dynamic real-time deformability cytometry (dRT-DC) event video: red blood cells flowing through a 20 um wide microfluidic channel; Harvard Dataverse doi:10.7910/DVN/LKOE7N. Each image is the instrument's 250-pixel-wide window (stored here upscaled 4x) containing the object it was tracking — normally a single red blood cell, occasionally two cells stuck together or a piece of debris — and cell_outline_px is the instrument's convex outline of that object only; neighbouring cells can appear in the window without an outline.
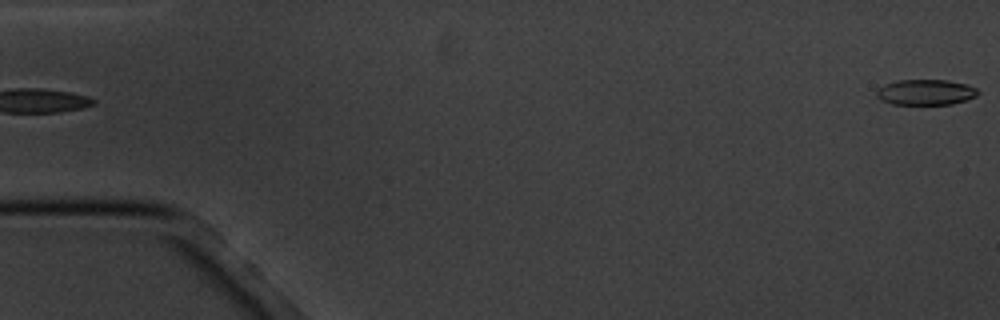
{"species": "common noctule bat (a hibernating species)", "species_latin": "Nyctalus noctula", "temperature_condition": "cold", "stored_images_in_passage": 4, "segment_of_instrument_passage": [2, 2], "camera_frame_rate_fps": 3000, "um_per_image_px": 0.085, "animal": {"sex": "male", "body_mass_g": 20.1, "forearm_length_mm": 53.5}, "frame": {"image": 1, "passage_image": 4, "time_ms": 4.333, "image_size_px": [1000, 320], "cell_outline_px": [[980, 92], [976, 96], [952, 104], [892, 104], [880, 100], [876, 96], [876, 92], [884, 84], [896, 80], [948, 80], [968, 84], [976, 88]], "centroid_in_image_um": [78.68, 7.83], "position_along_channel_um": 6.3, "area_um2": 15.14}}